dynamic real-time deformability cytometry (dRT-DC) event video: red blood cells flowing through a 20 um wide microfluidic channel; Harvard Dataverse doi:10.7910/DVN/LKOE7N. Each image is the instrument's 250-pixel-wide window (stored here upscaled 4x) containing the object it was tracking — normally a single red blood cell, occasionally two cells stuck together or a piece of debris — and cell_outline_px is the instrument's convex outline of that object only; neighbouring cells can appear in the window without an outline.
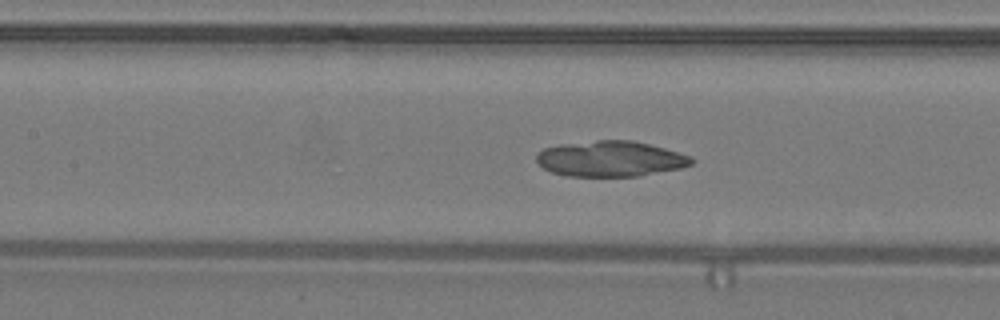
{"species": "common noctule bat (a hibernating species)", "species_latin": "Nyctalus noctula", "temperature_condition": "warm", "stored_images_in_passage": 39, "camera_frame_rate_fps": 3000, "um_per_image_px": 0.085, "animal": {"sex": "male", "body_mass_g": 19.2, "forearm_length_mm": 51.8}, "frame": {"image": 1, "passage_image": 13, "time_ms": 4.0, "image_size_px": [1000, 320], "cell_outline_px": [[692, 164], [680, 168], [636, 176], [568, 176], [552, 172], [544, 168], [536, 160], [536, 152], [544, 148], [560, 144], [596, 140], [632, 140], [664, 148], [692, 156]], "centroid_in_image_um": [51.85, 13.49], "position_along_channel_um": 155.5, "area_um2": 32.02}}
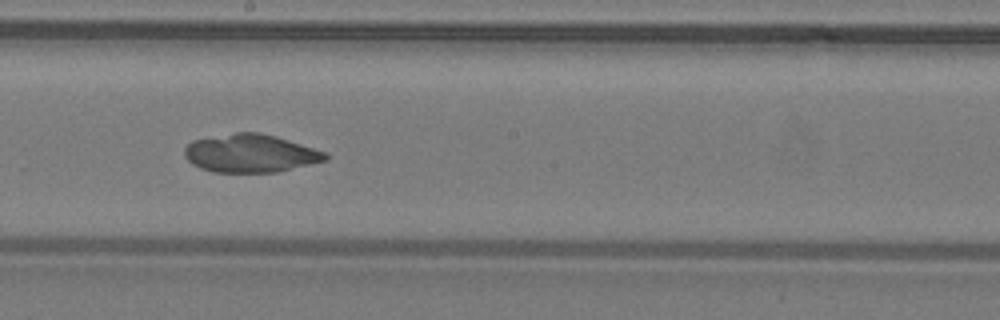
{"frame": {"image": 2, "passage_image": 18, "time_ms": 5.667, "image_size_px": [1000, 320], "cell_outline_px": [[328, 160], [276, 172], [212, 172], [200, 168], [192, 164], [184, 156], [184, 148], [192, 140], [236, 132], [260, 132], [276, 136], [328, 152]], "centroid_in_image_um": [21.29, 13.03], "position_along_channel_um": 226.9, "area_um2": 31.44}}
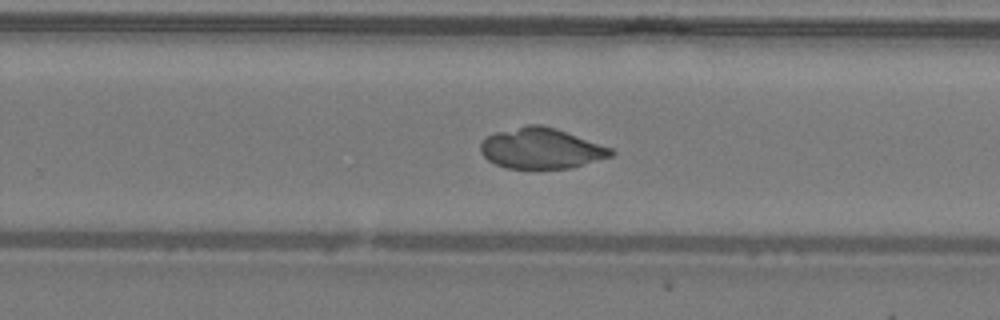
{"frame": {"image": 3, "passage_image": 22, "time_ms": 7.0, "image_size_px": [1000, 320], "cell_outline_px": [[616, 152], [612, 156], [572, 168], [508, 168], [496, 164], [488, 160], [480, 152], [480, 144], [488, 136], [496, 132], [528, 124], [540, 124], [556, 128], [612, 148]], "centroid_in_image_um": [46.02, 12.61], "position_along_channel_um": 283.8, "area_um2": 30.81}}